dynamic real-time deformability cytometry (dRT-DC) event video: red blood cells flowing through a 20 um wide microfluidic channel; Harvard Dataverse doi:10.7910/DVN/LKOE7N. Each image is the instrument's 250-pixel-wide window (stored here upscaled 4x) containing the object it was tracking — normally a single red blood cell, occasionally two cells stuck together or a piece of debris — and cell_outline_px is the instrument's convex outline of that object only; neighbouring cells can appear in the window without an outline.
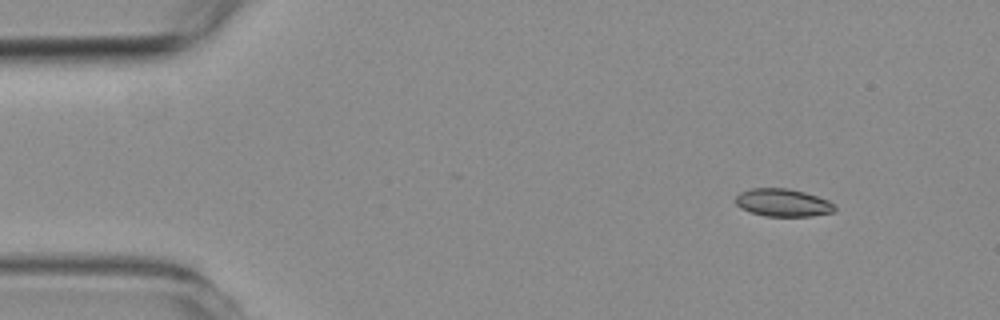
{"species": "common noctule bat (a hibernating species)", "species_latin": "Nyctalus noctula", "temperature_condition": "room temperature", "stored_images_in_passage": 4, "segment_of_instrument_passage": [1, 2], "camera_frame_rate_fps": 3000, "um_per_image_px": 0.085, "animal": {"sex": "female", "body_mass_g": 19.3, "forearm_length_mm": 54.1}, "frame": {"image": 1, "passage_image": 1, "time_ms": 0.0, "image_size_px": [1000, 320], "cell_outline_px": [[836, 208], [832, 212], [812, 216], [764, 216], [740, 208], [736, 204], [736, 196], [740, 192], [752, 188], [788, 188], [804, 192], [828, 200], [836, 204]], "centroid_in_image_um": [66.55, 17.22], "position_along_channel_um": 18.4, "area_um2": 16.01}}